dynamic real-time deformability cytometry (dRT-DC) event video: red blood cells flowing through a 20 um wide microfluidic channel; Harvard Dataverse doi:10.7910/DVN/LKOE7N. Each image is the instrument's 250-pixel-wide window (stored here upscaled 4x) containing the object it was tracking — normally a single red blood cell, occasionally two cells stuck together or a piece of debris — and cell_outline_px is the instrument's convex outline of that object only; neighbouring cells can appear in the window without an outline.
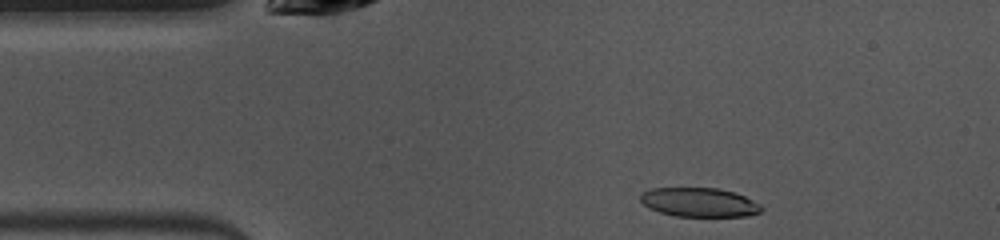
{"species": "common noctule bat (a hibernating species)", "species_latin": "Nyctalus noctula", "temperature_condition": "warm", "stored_images_in_passage": 43, "camera_frame_rate_fps": 3000, "um_per_image_px": 0.085, "animal": {"sex": "female", "body_mass_g": 10.0, "forearm_length_mm": 53.1}, "frame": {"image": 1, "passage_image": 2, "time_ms": 0.333, "image_size_px": [1000, 240], "cell_outline_px": [[764, 208], [760, 212], [748, 216], [676, 216], [660, 212], [648, 208], [640, 200], [640, 192], [652, 188], [716, 188], [736, 192], [760, 204]], "centroid_in_image_um": [59.43, 17.19], "position_along_channel_um": 25.6, "area_um2": 20.58}}
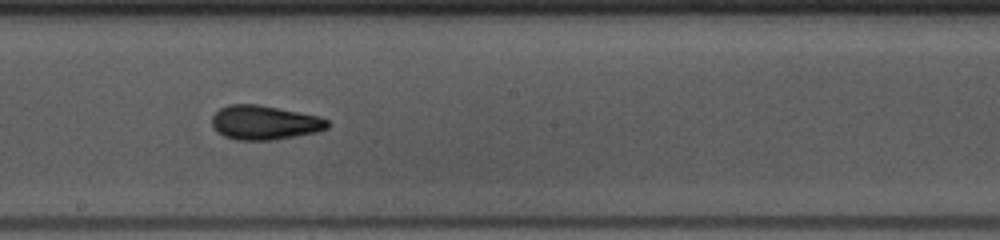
{"frame": {"image": 2, "passage_image": 20, "time_ms": 6.333, "image_size_px": [1000, 240], "cell_outline_px": [[328, 128], [316, 132], [272, 140], [236, 140], [224, 136], [216, 132], [212, 124], [212, 116], [220, 108], [228, 104], [260, 104], [320, 116], [328, 120]], "centroid_in_image_um": [22.47, 10.41], "position_along_channel_um": 225.7, "area_um2": 23.18}}
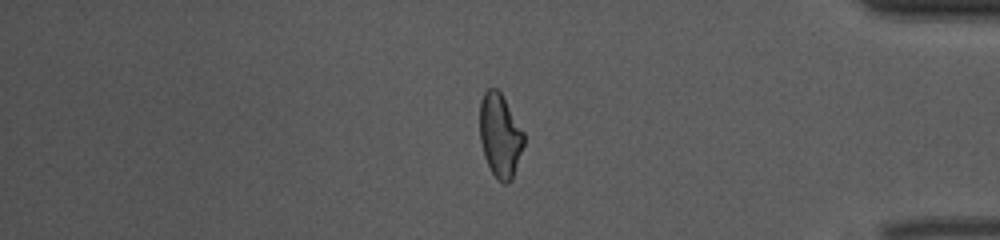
{"frame": {"image": 3, "passage_image": 35, "time_ms": 11.333, "image_size_px": [1000, 240], "cell_outline_px": [[524, 144], [512, 180], [508, 184], [504, 184], [492, 172], [484, 156], [480, 140], [480, 100], [484, 92], [488, 88], [496, 88], [500, 92], [524, 132]], "centroid_in_image_um": [42.5, 11.51], "position_along_channel_um": 392.7, "area_um2": 21.33}, "authors_computed_cell_mechanics": {"area_um2": 22.3686, "velocity_mm_per_s": 3.9851, "shape_relaxation_time_tau1_ms": 4.8015, "shape_relaxation_time_tau2_ms": 2.2629, "deformation_change_tau1": 0.1637, "deformation_change_tau2": 0.0899}}